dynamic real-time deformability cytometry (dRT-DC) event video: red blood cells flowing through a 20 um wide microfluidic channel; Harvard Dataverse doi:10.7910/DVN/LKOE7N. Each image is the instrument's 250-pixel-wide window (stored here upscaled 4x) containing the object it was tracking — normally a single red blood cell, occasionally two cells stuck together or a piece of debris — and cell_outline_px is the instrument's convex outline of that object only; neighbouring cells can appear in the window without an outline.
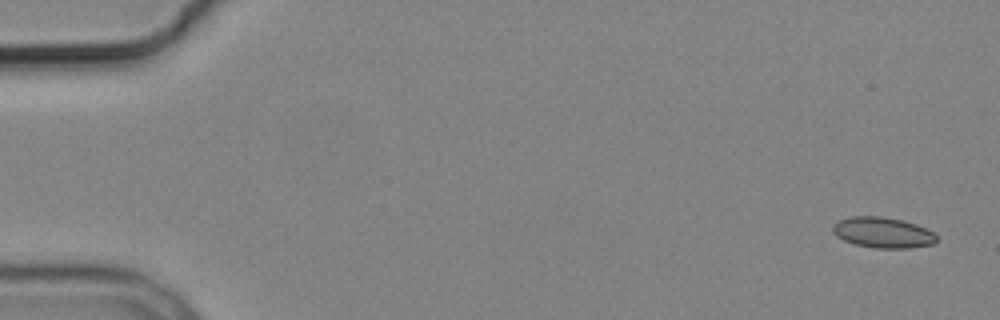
{"species": "common noctule bat (a hibernating species)", "species_latin": "Nyctalus noctula", "temperature_condition": "cold", "stored_images_in_passage": 6, "camera_frame_rate_fps": 3000, "um_per_image_px": 0.085, "animal": {"sex": "male", "body_mass_g": 19.2, "forearm_length_mm": 51.8}, "frame": {"image": 1, "passage_image": 1, "time_ms": 0.0, "image_size_px": [1000, 320], "cell_outline_px": [[936, 240], [932, 244], [912, 248], [876, 248], [856, 244], [844, 240], [836, 236], [832, 232], [832, 224], [840, 220], [852, 216], [884, 216], [916, 224], [932, 232], [936, 236]], "centroid_in_image_um": [75.0, 19.76], "position_along_channel_um": 10.0, "area_um2": 18.44}}
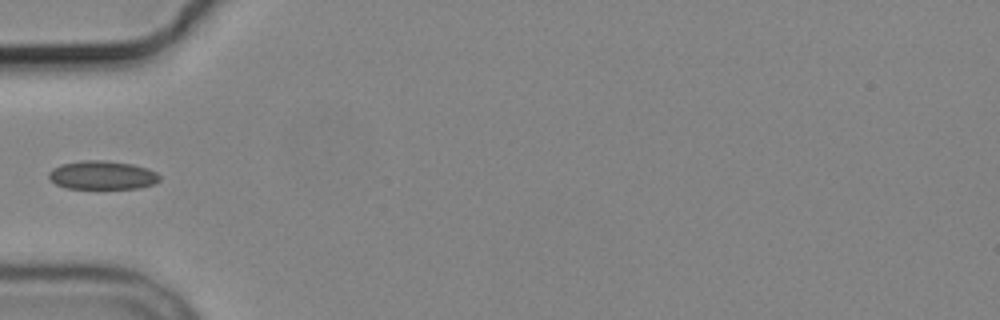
{"frame": {"image": 2, "passage_image": 5, "time_ms": 5.667, "image_size_px": [1000, 320], "cell_outline_px": [[160, 180], [152, 184], [140, 188], [64, 188], [56, 184], [48, 176], [48, 172], [52, 168], [60, 164], [84, 160], [104, 160], [132, 164], [148, 168], [156, 172], [160, 176]], "centroid_in_image_um": [8.68, 14.88], "position_along_channel_um": 76.3, "area_um2": 18.5}}
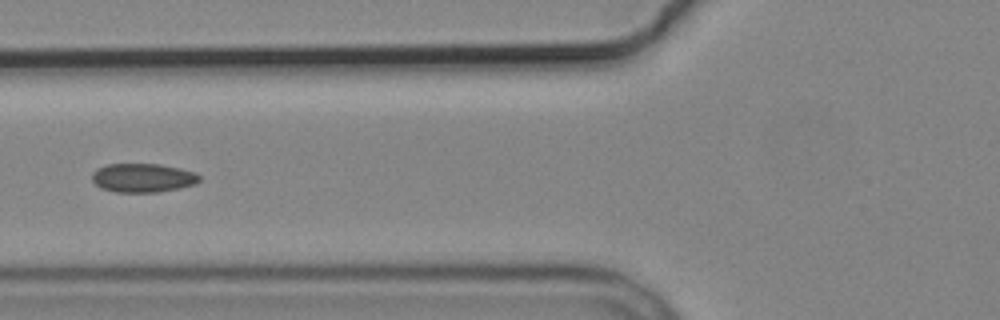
{"frame": {"image": 3, "passage_image": 6, "time_ms": 6.667, "image_size_px": [1000, 320], "cell_outline_px": [[200, 180], [196, 184], [180, 188], [160, 192], [116, 192], [100, 188], [92, 180], [92, 172], [96, 168], [108, 164], [160, 164], [180, 168], [196, 172], [200, 176]], "centroid_in_image_um": [12.15, 15.11], "position_along_channel_um": 113.6, "area_um2": 18.26}}